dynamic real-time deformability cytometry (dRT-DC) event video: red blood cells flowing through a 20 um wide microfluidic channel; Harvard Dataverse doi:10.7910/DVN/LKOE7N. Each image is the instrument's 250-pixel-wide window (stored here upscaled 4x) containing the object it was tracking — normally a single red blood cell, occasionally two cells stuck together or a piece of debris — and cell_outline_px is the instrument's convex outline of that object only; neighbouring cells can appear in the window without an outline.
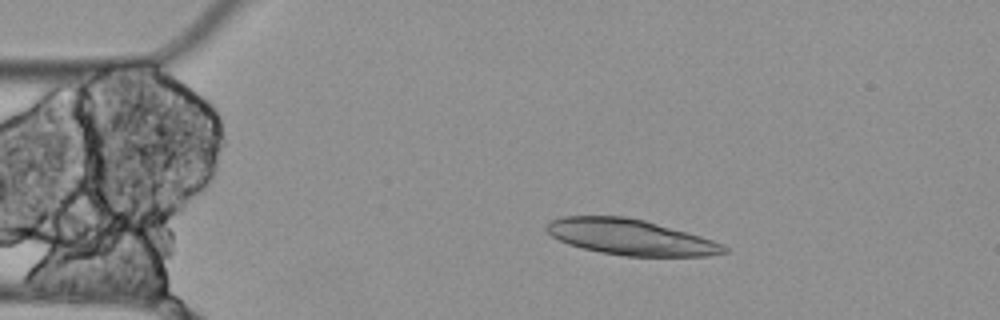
{"species": "Egyptian fruit bat (a non-hibernating species)", "species_latin": "Rousettus aegyptiacus", "temperature_condition": "cold", "stored_images_in_passage": 4, "camera_frame_rate_fps": 3000, "um_per_image_px": 0.085, "animal": {"sex": "female"}, "frame": {"image": 1, "passage_image": 1, "time_ms": 0.0, "image_size_px": [1000, 320], "cell_outline_px": [[728, 252], [708, 256], [624, 256], [600, 252], [568, 244], [552, 236], [544, 228], [552, 220], [560, 216], [624, 216], [644, 220], [688, 232], [712, 240], [728, 248]], "centroid_in_image_um": [53.58, 20.15], "position_along_channel_um": 31.4, "area_um2": 36.7}}